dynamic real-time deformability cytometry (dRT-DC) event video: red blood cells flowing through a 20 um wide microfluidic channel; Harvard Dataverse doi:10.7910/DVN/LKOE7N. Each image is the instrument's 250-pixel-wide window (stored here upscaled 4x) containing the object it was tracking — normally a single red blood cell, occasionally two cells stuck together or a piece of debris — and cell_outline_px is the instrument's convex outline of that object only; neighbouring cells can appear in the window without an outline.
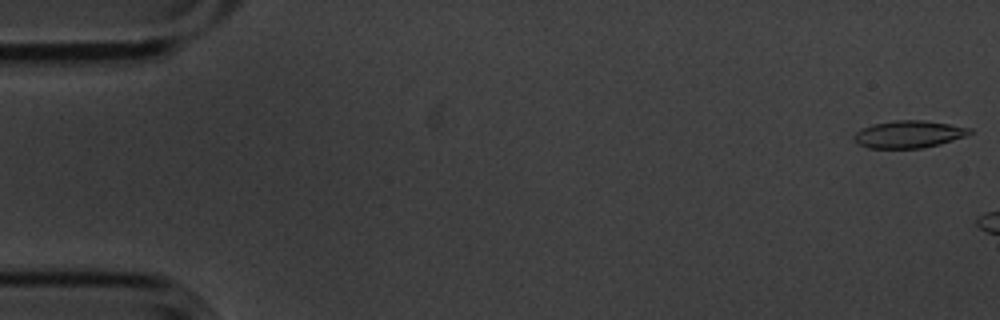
{"species": "common noctule bat (a hibernating species)", "species_latin": "Nyctalus noctula", "temperature_condition": "cold", "stored_images_in_passage": 3, "camera_frame_rate_fps": 3000, "um_per_image_px": 0.085, "animal": {"sex": "male", "body_mass_g": 20.1, "forearm_length_mm": 53.5}, "frame": {"image": 1, "passage_image": 1, "time_ms": 0.0, "image_size_px": [1000, 320], "cell_outline_px": [[972, 132], [968, 136], [940, 144], [920, 148], [868, 148], [860, 144], [852, 136], [856, 132], [872, 124], [896, 120], [924, 120], [972, 128]], "centroid_in_image_um": [77.29, 11.41], "position_along_channel_um": 7.7, "area_um2": 18.32}}